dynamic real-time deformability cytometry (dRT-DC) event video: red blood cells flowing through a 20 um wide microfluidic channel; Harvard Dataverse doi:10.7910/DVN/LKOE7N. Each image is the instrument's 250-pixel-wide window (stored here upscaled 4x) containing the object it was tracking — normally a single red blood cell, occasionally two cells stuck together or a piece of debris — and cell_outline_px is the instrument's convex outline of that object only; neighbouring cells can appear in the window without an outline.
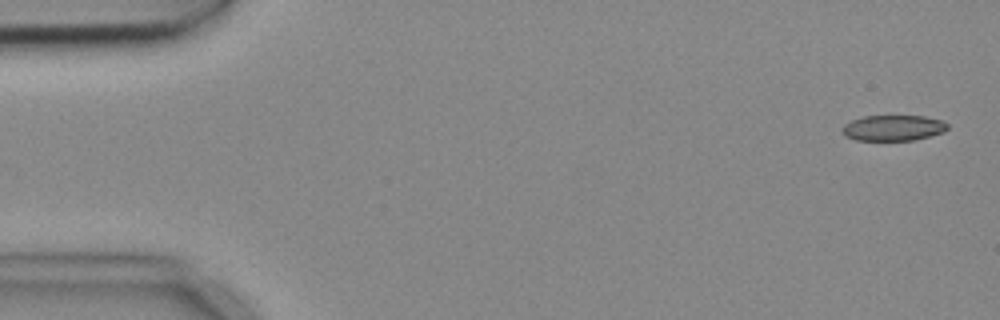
{"species": "common noctule bat (a hibernating species)", "species_latin": "Nyctalus noctula", "temperature_condition": "cold", "stored_images_in_passage": 3, "camera_frame_rate_fps": 3000, "um_per_image_px": 0.085, "animal": {"sex": "female", "body_mass_g": 18.4}, "frame": {"image": 1, "passage_image": 1, "time_ms": 0.0, "image_size_px": [1000, 320], "cell_outline_px": [[948, 128], [944, 132], [912, 140], [856, 140], [844, 136], [844, 124], [852, 120], [864, 116], [924, 116], [944, 120], [948, 124]], "centroid_in_image_um": [75.96, 10.86], "position_along_channel_um": 9.0, "area_um2": 15.66}}